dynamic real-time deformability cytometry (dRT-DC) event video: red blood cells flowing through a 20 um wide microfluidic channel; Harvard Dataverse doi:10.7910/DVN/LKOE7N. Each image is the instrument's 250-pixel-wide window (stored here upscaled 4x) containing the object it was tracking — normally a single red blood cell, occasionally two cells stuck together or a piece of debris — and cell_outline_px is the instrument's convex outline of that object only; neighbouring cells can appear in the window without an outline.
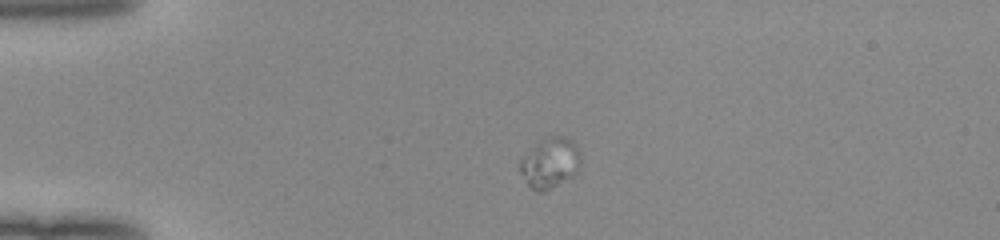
{"species": "human", "species_latin": "Homo sapiens", "temperature_condition": "room temperature", "stored_images_in_passage": 37, "camera_frame_rate_fps": 3000, "um_per_image_px": 0.085, "donor": {"sex": "female"}, "frame": {"image": 1, "passage_image": 1, "time_ms": 0.0, "image_size_px": [1000, 240], "cell_outline_px": [[580, 152], [572, 172], [568, 176], [556, 184], [540, 192], [536, 192], [528, 184], [520, 172], [520, 156], [540, 140], [548, 136], [564, 136], [572, 140], [576, 144]], "centroid_in_image_um": [46.65, 13.77], "position_along_channel_um": 38.4, "area_um2": 16.99}}